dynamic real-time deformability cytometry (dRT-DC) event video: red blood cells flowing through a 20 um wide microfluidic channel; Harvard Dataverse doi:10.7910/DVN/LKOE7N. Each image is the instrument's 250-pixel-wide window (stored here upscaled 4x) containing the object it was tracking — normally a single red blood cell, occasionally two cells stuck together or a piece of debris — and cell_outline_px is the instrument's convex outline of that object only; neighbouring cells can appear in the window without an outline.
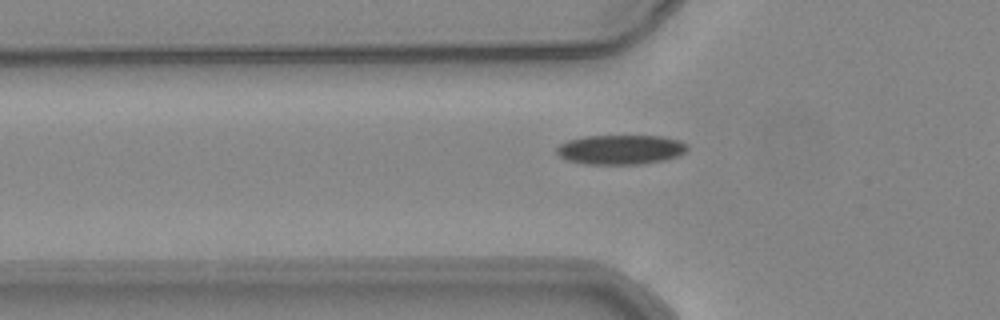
{"species": "common noctule bat (a hibernating species)", "species_latin": "Nyctalus noctula", "temperature_condition": "warm", "stored_images_in_passage": 40, "camera_frame_rate_fps": 3000, "um_per_image_px": 0.085, "animal": {"sex": "female", "body_mass_g": 24.6, "forearm_length_mm": 56.2}, "frame": {"image": 1, "passage_image": 10, "time_ms": 3.0, "image_size_px": [1000, 320], "cell_outline_px": [[688, 148], [680, 156], [664, 160], [644, 164], [584, 164], [564, 160], [556, 152], [556, 148], [560, 144], [568, 140], [588, 136], [660, 136], [680, 140], [688, 144]], "centroid_in_image_um": [52.76, 12.72], "position_along_channel_um": 73.0, "area_um2": 22.72}}
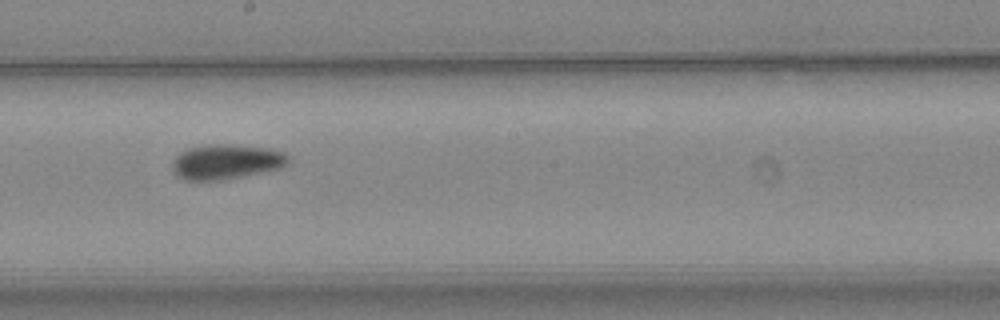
{"frame": {"image": 2, "passage_image": 22, "time_ms": 7.0, "image_size_px": [1000, 320], "cell_outline_px": [[288, 164], [280, 168], [244, 176], [224, 180], [184, 180], [176, 176], [172, 172], [172, 160], [180, 152], [188, 148], [208, 144], [216, 144], [268, 148], [284, 152], [288, 156]], "centroid_in_image_um": [19.18, 13.76], "position_along_channel_um": 229.0, "area_um2": 23.64}}
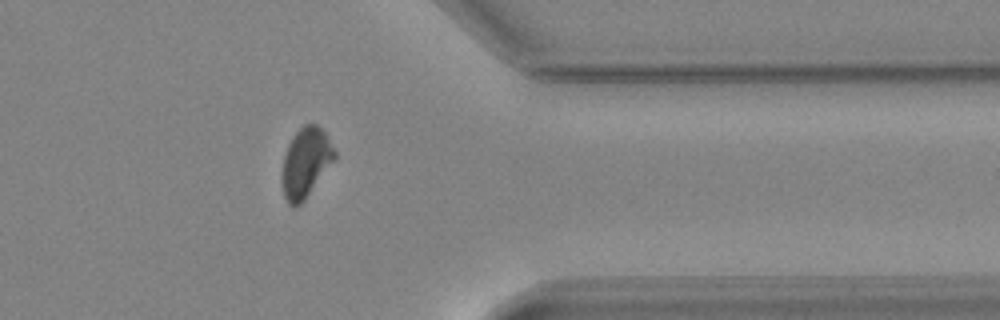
{"frame": {"image": 3, "passage_image": 35, "time_ms": 11.333, "image_size_px": [1000, 320], "cell_outline_px": [[336, 160], [304, 200], [300, 204], [292, 208], [288, 204], [284, 196], [280, 180], [280, 176], [284, 152], [292, 136], [304, 124], [316, 124], [324, 132], [336, 152]], "centroid_in_image_um": [25.95, 13.85], "position_along_channel_um": 385.4, "area_um2": 21.73}, "authors_computed_cell_mechanics": {"area_um2": 22.7154, "velocity_mm_per_s": 3.8753, "shape_relaxation_time_tau1_ms": 7.5547, "shape_relaxation_time_tau2_ms": 6.3825, "deformation_change_tau1": 0.1801, "deformation_change_tau2": 0.0742}}